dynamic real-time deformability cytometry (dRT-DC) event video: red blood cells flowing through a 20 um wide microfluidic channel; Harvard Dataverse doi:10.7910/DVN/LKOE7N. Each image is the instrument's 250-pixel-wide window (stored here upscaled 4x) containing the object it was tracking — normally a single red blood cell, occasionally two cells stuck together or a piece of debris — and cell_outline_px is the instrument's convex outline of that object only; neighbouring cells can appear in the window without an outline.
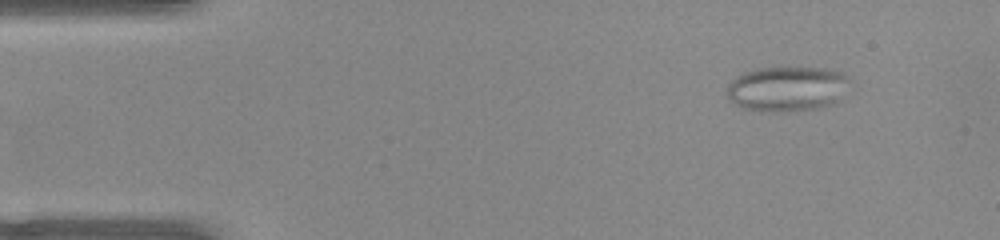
{"species": "common noctule bat (a hibernating species)", "species_latin": "Nyctalus noctula", "temperature_condition": "warm", "stored_images_in_passage": 47, "camera_frame_rate_fps": 3000, "um_per_image_px": 0.085, "animal": {"sex": "female", "body_mass_g": 22.0, "forearm_length_mm": 56.7}, "frame": {"image": 1, "passage_image": 1, "time_ms": 0.0, "image_size_px": [1000, 240], "cell_outline_px": [[848, 80], [836, 100], [832, 104], [820, 108], [784, 112], [760, 112], [740, 108], [728, 100], [728, 84], [732, 80], [744, 72], [756, 68], [780, 64], [828, 68], [840, 72], [848, 76]], "centroid_in_image_um": [66.82, 7.51], "position_along_channel_um": 18.2, "area_um2": 33.18}}
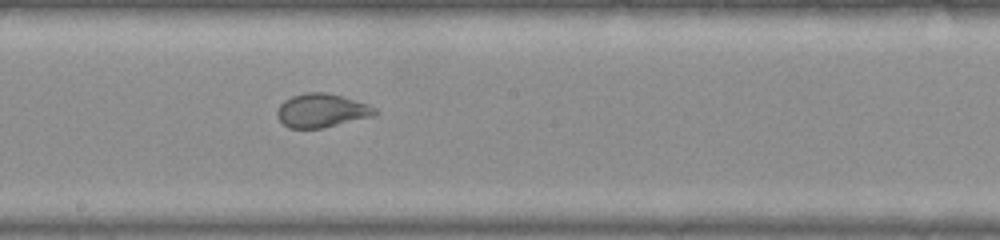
{"frame": {"image": 2, "passage_image": 23, "time_ms": 7.333, "image_size_px": [1000, 240], "cell_outline_px": [[380, 112], [376, 116], [320, 128], [288, 128], [276, 116], [276, 112], [280, 104], [284, 100], [292, 96], [308, 92], [324, 92], [344, 96], [368, 104], [376, 108]], "centroid_in_image_um": [27.38, 9.39], "position_along_channel_um": 220.8, "area_um2": 19.36}}
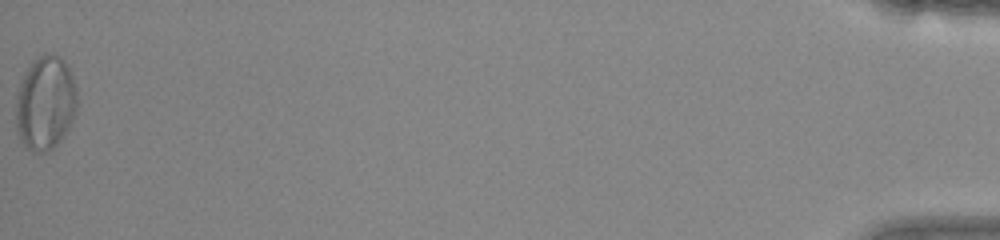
{"frame": {"image": 3, "passage_image": 47, "time_ms": 15.333, "image_size_px": [1000, 240], "cell_outline_px": [[76, 112], [64, 136], [52, 148], [44, 152], [32, 152], [20, 144], [16, 128], [16, 96], [20, 80], [24, 72], [32, 60], [44, 52], [52, 52], [60, 56], [68, 64], [76, 88]], "centroid_in_image_um": [3.83, 8.73], "position_along_channel_um": 431.4, "area_um2": 34.28}}